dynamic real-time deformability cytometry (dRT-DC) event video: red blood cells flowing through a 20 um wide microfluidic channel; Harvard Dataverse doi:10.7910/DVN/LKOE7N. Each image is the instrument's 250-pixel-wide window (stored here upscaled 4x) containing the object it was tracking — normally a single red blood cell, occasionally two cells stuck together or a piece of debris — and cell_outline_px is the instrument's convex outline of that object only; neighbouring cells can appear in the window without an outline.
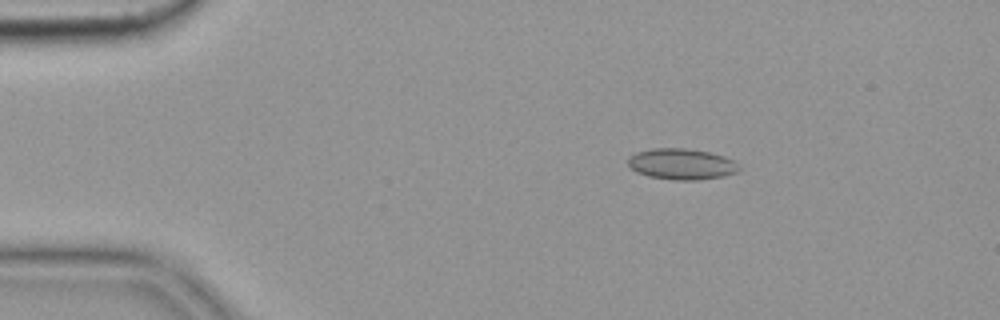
{"species": "common noctule bat (a hibernating species)", "species_latin": "Nyctalus noctula", "temperature_condition": "cold", "stored_images_in_passage": 4, "camera_frame_rate_fps": 3000, "um_per_image_px": 0.085, "animal": {"sex": "female", "body_mass_g": 19.9}, "frame": {"image": 1, "passage_image": 2, "time_ms": 0.333, "image_size_px": [1000, 320], "cell_outline_px": [[740, 168], [736, 172], [724, 176], [696, 180], [676, 180], [648, 176], [636, 172], [628, 164], [628, 156], [636, 152], [652, 148], [684, 148], [708, 152], [724, 156], [732, 160]], "centroid_in_image_um": [57.9, 13.94], "position_along_channel_um": 27.1, "area_um2": 19.94}}
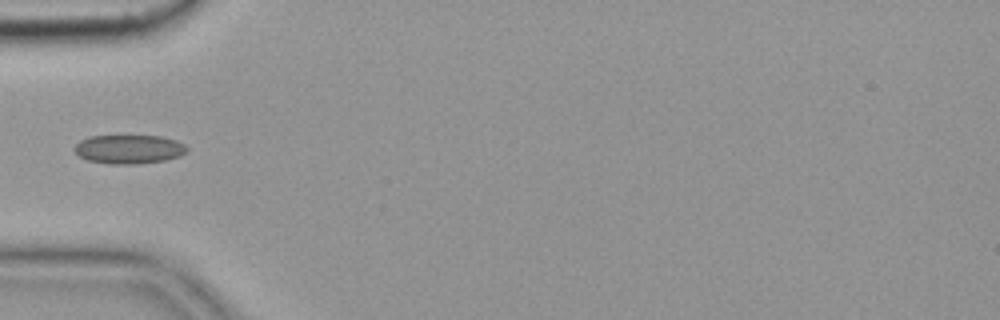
{"frame": {"image": 2, "passage_image": 4, "time_ms": 1.0, "image_size_px": [1000, 320], "cell_outline_px": [[188, 148], [180, 156], [164, 160], [136, 164], [108, 164], [88, 160], [80, 156], [72, 148], [80, 140], [88, 136], [160, 136], [176, 140], [184, 144]], "centroid_in_image_um": [10.93, 12.68], "position_along_channel_um": 74.1, "area_um2": 18.9}}